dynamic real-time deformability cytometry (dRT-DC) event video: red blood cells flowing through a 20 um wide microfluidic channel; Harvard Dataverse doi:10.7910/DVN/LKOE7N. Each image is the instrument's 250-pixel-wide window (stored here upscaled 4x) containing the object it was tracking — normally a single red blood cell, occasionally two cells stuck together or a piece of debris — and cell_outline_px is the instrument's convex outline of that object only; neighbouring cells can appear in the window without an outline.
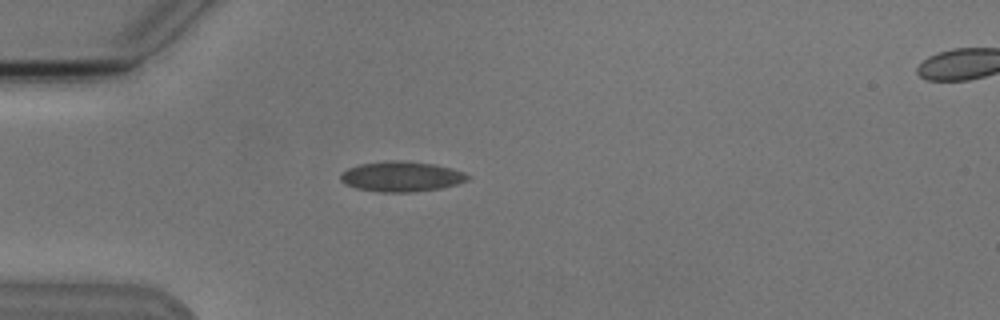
{"species": "Egyptian fruit bat (a non-hibernating species)", "species_latin": "Rousettus aegyptiacus", "temperature_condition": "cold", "stored_images_in_passage": 5, "camera_frame_rate_fps": 3000, "um_per_image_px": 0.085, "animal": {"sex": "male"}, "frame": {"image": 1, "passage_image": 4, "time_ms": 4.667, "image_size_px": [1000, 320], "cell_outline_px": [[472, 176], [468, 180], [456, 184], [440, 188], [412, 192], [380, 192], [356, 188], [344, 184], [340, 180], [340, 172], [348, 168], [360, 164], [384, 160], [400, 160], [436, 164], [452, 168], [464, 172]], "centroid_in_image_um": [34.11, 14.99], "position_along_channel_um": 50.9, "area_um2": 22.66}}